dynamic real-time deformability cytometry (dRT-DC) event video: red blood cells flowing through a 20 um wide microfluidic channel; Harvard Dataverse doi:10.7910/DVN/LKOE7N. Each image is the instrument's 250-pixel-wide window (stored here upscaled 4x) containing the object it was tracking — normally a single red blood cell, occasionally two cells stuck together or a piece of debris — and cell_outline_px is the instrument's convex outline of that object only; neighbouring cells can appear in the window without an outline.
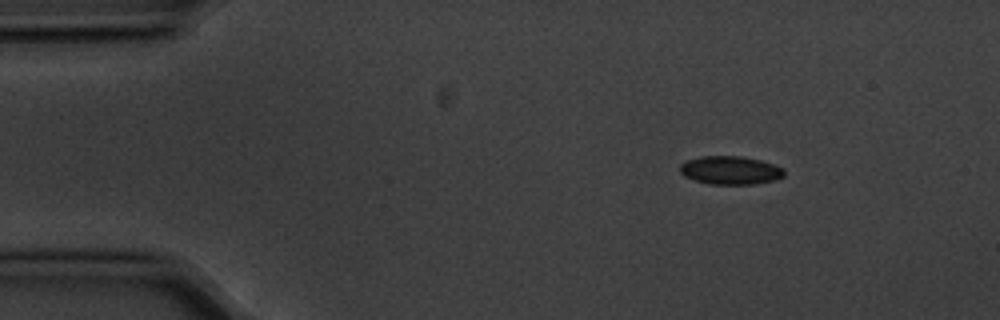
{"species": "common noctule bat (a hibernating species)", "species_latin": "Nyctalus noctula", "temperature_condition": "cold", "stored_images_in_passage": 3, "camera_frame_rate_fps": 3000, "um_per_image_px": 0.085, "animal": {"sex": "male", "body_mass_g": 20.1, "forearm_length_mm": 53.5}, "frame": {"image": 1, "passage_image": 1, "time_ms": 0.0, "image_size_px": [1000, 320], "cell_outline_px": [[784, 176], [776, 180], [756, 184], [712, 184], [696, 180], [684, 176], [680, 172], [680, 164], [688, 160], [700, 156], [740, 156], [760, 160], [784, 168]], "centroid_in_image_um": [62.1, 14.47], "position_along_channel_um": 22.9, "area_um2": 17.17}}